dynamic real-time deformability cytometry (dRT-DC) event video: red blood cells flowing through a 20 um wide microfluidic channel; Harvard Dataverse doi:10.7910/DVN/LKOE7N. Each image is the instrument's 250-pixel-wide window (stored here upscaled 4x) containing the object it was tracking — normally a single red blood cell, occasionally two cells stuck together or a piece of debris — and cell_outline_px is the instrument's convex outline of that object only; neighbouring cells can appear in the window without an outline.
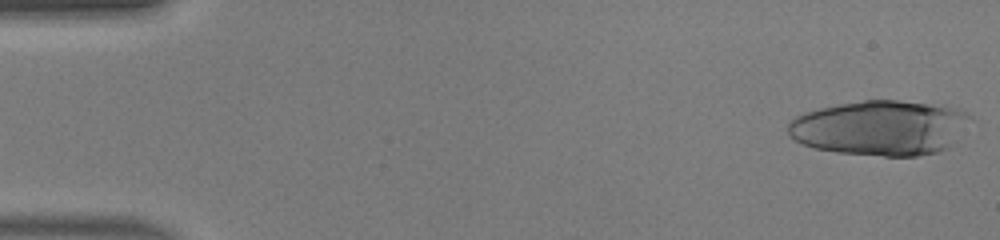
{"species": "human", "species_latin": "Homo sapiens", "temperature_condition": "warm", "stored_images_in_passage": 24, "segment_of_instrument_passage": [1, 2], "camera_frame_rate_fps": 3000, "um_per_image_px": 0.085, "donor": {"sex": "male"}, "frame": {"image": 1, "passage_image": 1, "time_ms": 0.0, "image_size_px": [1000, 240], "cell_outline_px": [[976, 120], [948, 148], [936, 152], [916, 156], [884, 156], [836, 152], [812, 148], [788, 136], [788, 124], [796, 116], [804, 112], [820, 108], [840, 104], [864, 100], [896, 100], [944, 104], [956, 108], [972, 116]], "centroid_in_image_um": [74.9, 10.85], "position_along_channel_um": 10.1, "area_um2": 59.19}}